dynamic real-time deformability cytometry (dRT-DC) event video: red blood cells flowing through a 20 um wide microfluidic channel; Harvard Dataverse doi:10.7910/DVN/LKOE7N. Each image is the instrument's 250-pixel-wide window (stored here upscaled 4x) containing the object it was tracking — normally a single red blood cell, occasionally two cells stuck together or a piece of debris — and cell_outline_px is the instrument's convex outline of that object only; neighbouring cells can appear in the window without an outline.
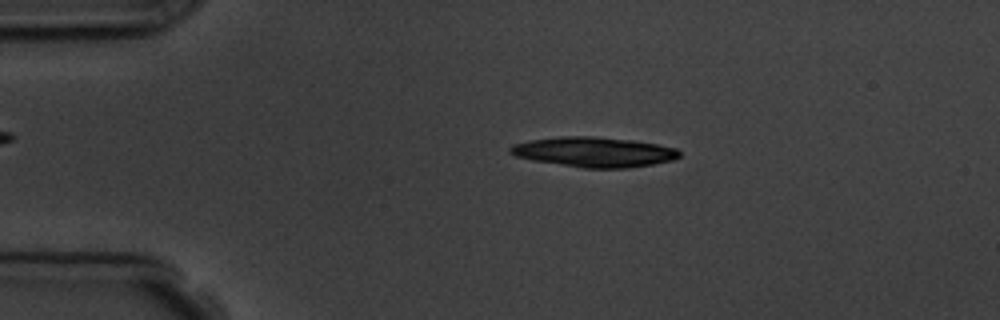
{"species": "common noctule bat (a hibernating species)", "species_latin": "Nyctalus noctula", "temperature_condition": "room temperature", "stored_images_in_passage": 3, "camera_frame_rate_fps": 3000, "um_per_image_px": 0.085, "animal": {"sex": "male", "body_mass_g": 19.5, "forearm_length_mm": 54.6}, "frame": {"image": 1, "passage_image": 2, "time_ms": 1.333, "image_size_px": [1000, 320], "cell_outline_px": [[680, 156], [672, 160], [652, 164], [628, 168], [584, 168], [532, 160], [516, 156], [508, 152], [508, 148], [512, 144], [528, 140], [560, 136], [592, 136], [632, 140], [656, 144], [676, 148], [680, 152]], "centroid_in_image_um": [50.45, 12.91], "position_along_channel_um": 34.6, "area_um2": 29.59}}